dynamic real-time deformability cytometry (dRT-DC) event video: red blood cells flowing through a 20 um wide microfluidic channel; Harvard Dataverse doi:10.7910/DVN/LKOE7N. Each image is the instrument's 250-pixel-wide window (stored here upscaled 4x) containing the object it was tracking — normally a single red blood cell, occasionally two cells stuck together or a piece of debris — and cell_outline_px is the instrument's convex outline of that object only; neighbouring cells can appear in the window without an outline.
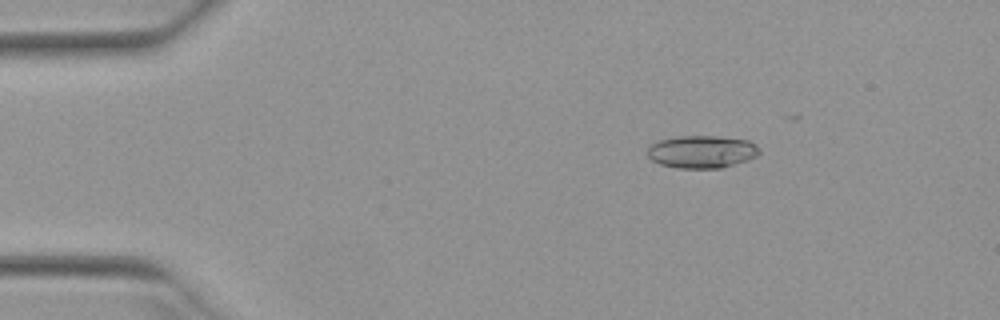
{"species": "Egyptian fruit bat (a non-hibernating species)", "species_latin": "Rousettus aegyptiacus", "temperature_condition": "warm", "stored_images_in_passage": 19, "camera_frame_rate_fps": 3000, "um_per_image_px": 0.085, "animal": {"sex": "female"}, "frame": {"image": 1, "passage_image": 7, "time_ms": 2.0, "image_size_px": [1000, 320], "cell_outline_px": [[760, 152], [756, 156], [748, 160], [720, 168], [676, 168], [660, 164], [652, 160], [644, 152], [656, 140], [680, 136], [716, 136], [748, 140], [756, 144], [760, 148]], "centroid_in_image_um": [59.63, 12.89], "position_along_channel_um": 25.4, "area_um2": 21.44}}
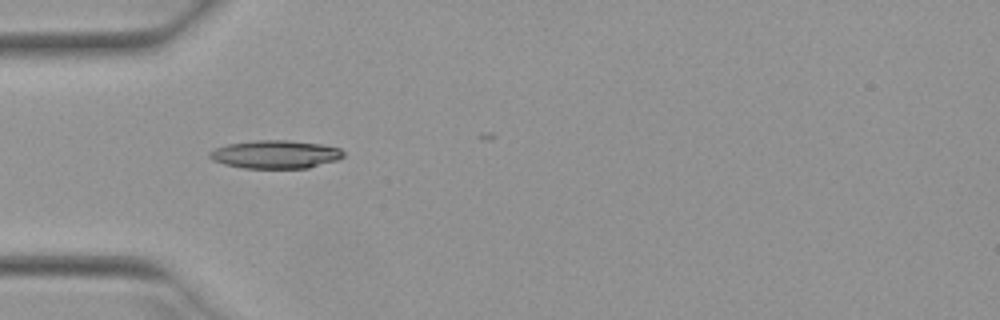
{"frame": {"image": 2, "passage_image": 15, "time_ms": 4.667, "image_size_px": [1000, 320], "cell_outline_px": [[344, 156], [336, 160], [308, 168], [244, 168], [224, 164], [212, 160], [208, 156], [208, 152], [216, 148], [228, 144], [256, 140], [288, 140], [320, 144], [340, 148], [344, 152]], "centroid_in_image_um": [23.4, 13.12], "position_along_channel_um": 61.6, "area_um2": 21.91}}
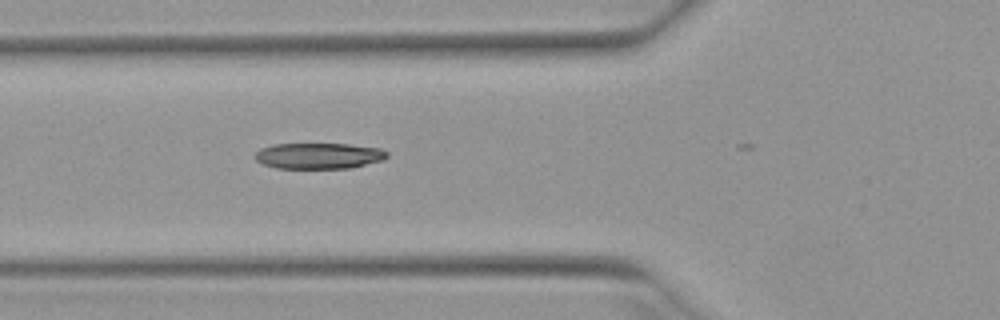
{"frame": {"image": 3, "passage_image": 18, "time_ms": 5.667, "image_size_px": [1000, 320], "cell_outline_px": [[388, 156], [384, 160], [348, 168], [276, 168], [264, 164], [256, 160], [256, 152], [260, 148], [272, 144], [348, 144], [380, 148], [388, 152]], "centroid_in_image_um": [27.11, 13.24], "position_along_channel_um": 98.7, "area_um2": 19.88}}